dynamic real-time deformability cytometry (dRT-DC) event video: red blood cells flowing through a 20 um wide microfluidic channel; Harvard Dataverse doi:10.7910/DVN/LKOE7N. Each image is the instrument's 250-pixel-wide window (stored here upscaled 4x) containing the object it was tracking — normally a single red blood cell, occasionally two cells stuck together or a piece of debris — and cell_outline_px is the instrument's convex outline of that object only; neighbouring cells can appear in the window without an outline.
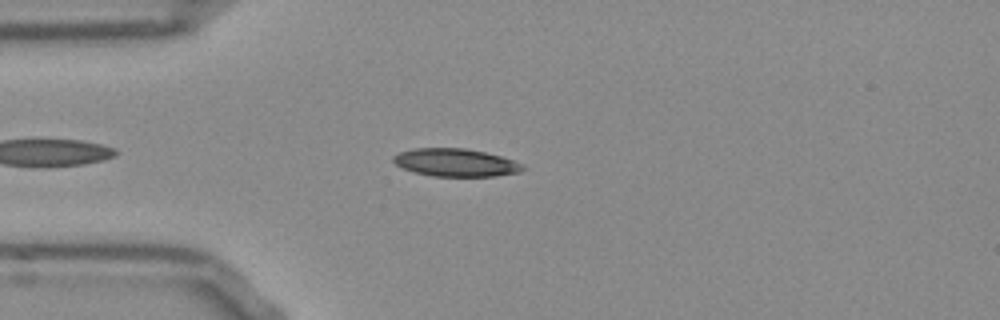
{"species": "Egyptian fruit bat (a non-hibernating species)", "species_latin": "Rousettus aegyptiacus", "temperature_condition": "room temperature", "stored_images_in_passage": 45, "camera_frame_rate_fps": 3000, "um_per_image_px": 0.085, "frame": {"image": 1, "passage_image": 6, "time_ms": 1.667, "image_size_px": [1000, 320], "cell_outline_px": [[524, 168], [520, 172], [492, 176], [432, 176], [416, 172], [404, 168], [396, 164], [392, 160], [392, 156], [400, 152], [416, 148], [464, 148], [484, 152], [500, 156], [512, 160], [520, 164]], "centroid_in_image_um": [38.69, 13.81], "position_along_channel_um": 46.3, "area_um2": 20.63}}
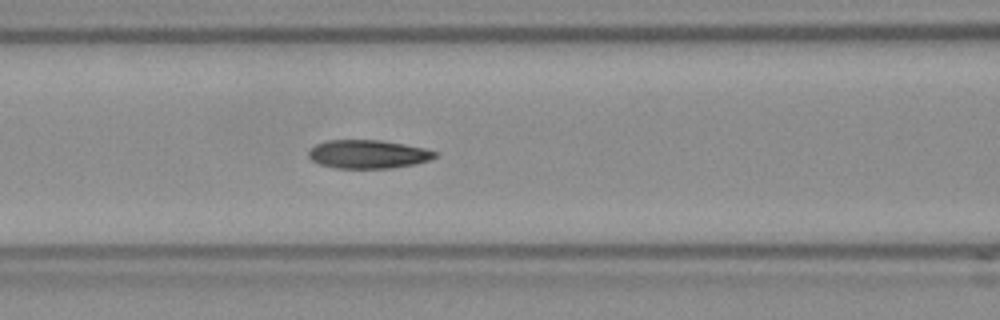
{"frame": {"image": 2, "passage_image": 14, "time_ms": 4.333, "image_size_px": [1000, 320], "cell_outline_px": [[440, 152], [436, 156], [428, 160], [412, 164], [388, 168], [336, 168], [320, 164], [312, 160], [308, 156], [308, 152], [316, 144], [328, 140], [380, 140], [404, 144], [424, 148]], "centroid_in_image_um": [31.28, 13.1], "position_along_channel_um": 135.3, "area_um2": 20.81}}
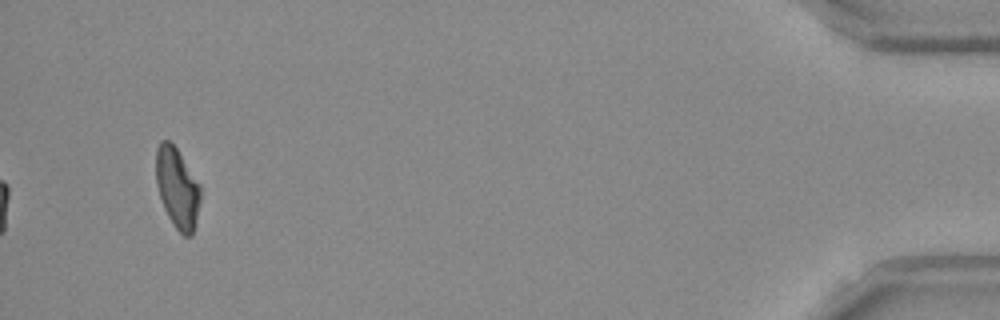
{"frame": {"image": 3, "passage_image": 43, "time_ms": 14.0, "image_size_px": [1000, 320], "cell_outline_px": [[200, 200], [196, 220], [192, 236], [184, 236], [172, 224], [164, 208], [156, 184], [156, 148], [160, 140], [168, 140], [176, 148], [200, 184]], "centroid_in_image_um": [15.06, 15.98], "position_along_channel_um": 420.1, "area_um2": 20.69}, "authors_computed_cell_mechanics": {"area_um2": 21.2704, "velocity_mm_per_s": 3.8045, "shape_relaxation_time_tau1_ms": 3.6056, "shape_relaxation_time_tau2_ms": 2.524, "deformation_change_tau1": 0.1566, "deformation_change_tau2": 0.1072}}